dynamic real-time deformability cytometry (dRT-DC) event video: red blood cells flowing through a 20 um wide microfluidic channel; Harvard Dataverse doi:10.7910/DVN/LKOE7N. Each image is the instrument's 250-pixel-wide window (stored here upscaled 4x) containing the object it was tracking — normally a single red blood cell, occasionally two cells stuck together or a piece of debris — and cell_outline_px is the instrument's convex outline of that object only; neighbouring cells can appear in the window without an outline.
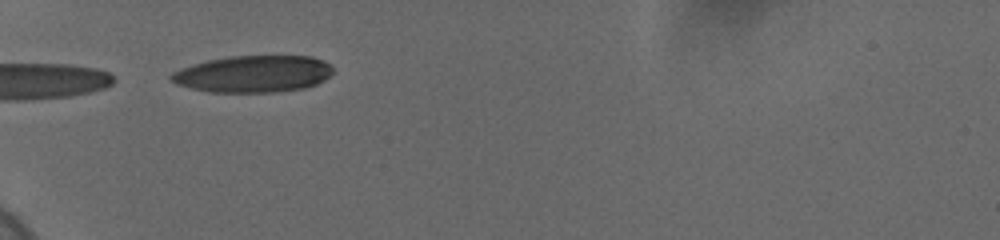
{"species": "human", "species_latin": "Homo sapiens", "temperature_condition": "cold", "stored_images_in_passage": 8, "segment_of_instrument_passage": [2, 2], "camera_frame_rate_fps": 3000, "um_per_image_px": 0.085, "donor": {"sex": "female"}, "frame": {"image": 1, "passage_image": 7, "time_ms": 7.333, "image_size_px": [1000, 240], "cell_outline_px": [[332, 72], [324, 80], [316, 84], [304, 88], [276, 92], [208, 92], [176, 84], [168, 76], [172, 72], [208, 60], [232, 56], [312, 56], [324, 60], [332, 68]], "centroid_in_image_um": [21.55, 6.29], "position_along_channel_um": 63.5, "area_um2": 34.51}}
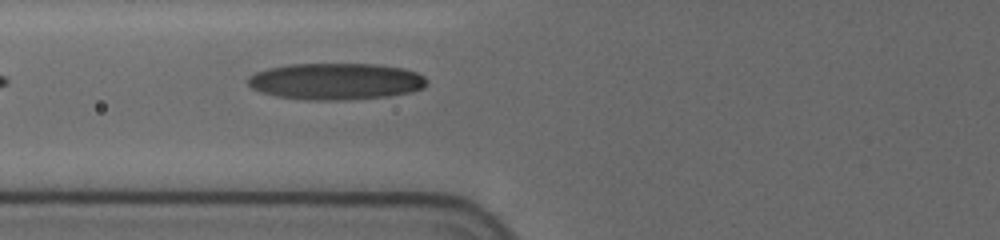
{"frame": {"image": 2, "passage_image": 8, "time_ms": 8.667, "image_size_px": [1000, 240], "cell_outline_px": [[428, 84], [424, 88], [408, 92], [388, 96], [336, 100], [308, 100], [276, 96], [260, 92], [252, 88], [248, 84], [248, 76], [256, 72], [268, 68], [288, 64], [376, 64], [404, 68], [416, 72], [424, 76], [428, 80]], "centroid_in_image_um": [28.54, 6.91], "position_along_channel_um": 97.3, "area_um2": 38.21}}